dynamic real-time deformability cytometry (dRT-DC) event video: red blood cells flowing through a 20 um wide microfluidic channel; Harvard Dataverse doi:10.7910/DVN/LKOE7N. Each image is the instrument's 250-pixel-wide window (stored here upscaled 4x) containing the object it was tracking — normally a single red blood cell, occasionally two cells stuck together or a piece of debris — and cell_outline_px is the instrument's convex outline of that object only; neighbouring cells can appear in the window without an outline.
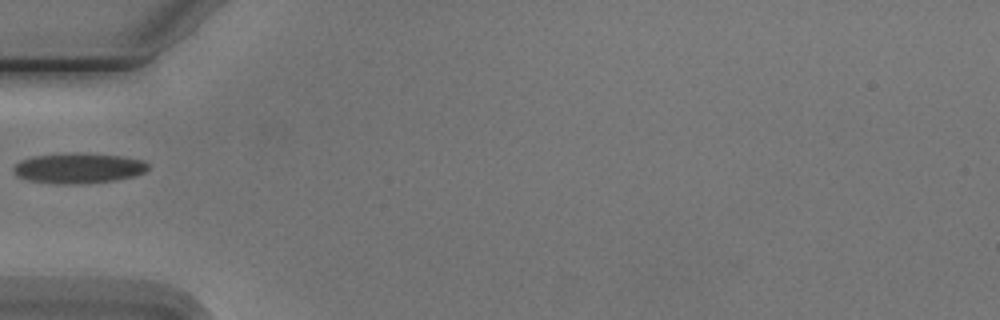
{"species": "Egyptian fruit bat (a non-hibernating species)", "species_latin": "Rousettus aegyptiacus", "temperature_condition": "cold", "stored_images_in_passage": 1, "camera_frame_rate_fps": 3000, "um_per_image_px": 0.085, "animal": {"sex": "male"}, "frame": {"image": 1, "passage_image": 1, "time_ms": 0.0, "image_size_px": [1000, 320], "cell_outline_px": [[148, 168], [144, 172], [132, 176], [116, 180], [80, 184], [52, 184], [28, 180], [16, 176], [12, 172], [12, 168], [20, 160], [32, 156], [76, 152], [80, 152], [120, 156], [144, 160], [148, 164]], "centroid_in_image_um": [6.62, 14.29], "position_along_channel_um": 78.4, "area_um2": 24.04}}